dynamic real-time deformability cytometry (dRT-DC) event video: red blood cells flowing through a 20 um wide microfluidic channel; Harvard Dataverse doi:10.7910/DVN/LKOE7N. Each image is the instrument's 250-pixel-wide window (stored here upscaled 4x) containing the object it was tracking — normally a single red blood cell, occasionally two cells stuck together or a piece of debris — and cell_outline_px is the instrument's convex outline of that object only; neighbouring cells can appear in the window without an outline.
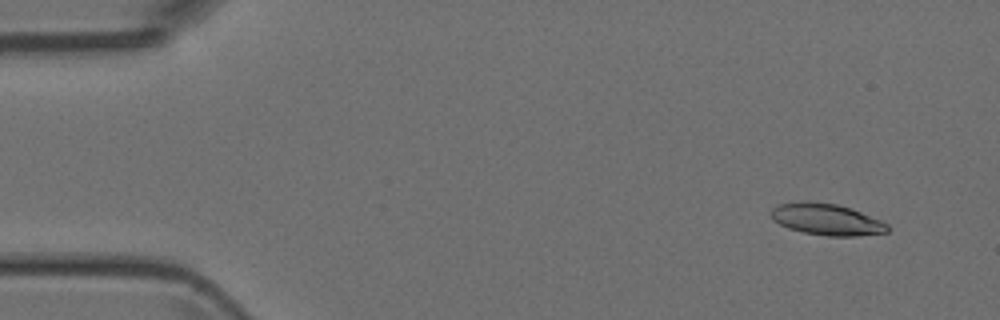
{"species": "Egyptian fruit bat (a non-hibernating species)", "species_latin": "Rousettus aegyptiacus", "temperature_condition": "room temperature", "stored_images_in_passage": 51, "camera_frame_rate_fps": 3000, "um_per_image_px": 0.085, "animal": {"sex": "female"}, "frame": {"image": 1, "passage_image": 4, "time_ms": 1.0, "image_size_px": [1000, 320], "cell_outline_px": [[888, 232], [856, 236], [828, 236], [804, 232], [788, 228], [772, 220], [768, 212], [776, 204], [800, 200], [808, 200], [836, 204], [852, 208], [880, 220], [888, 224]], "centroid_in_image_um": [70.19, 18.62], "position_along_channel_um": 14.8, "area_um2": 21.73}}
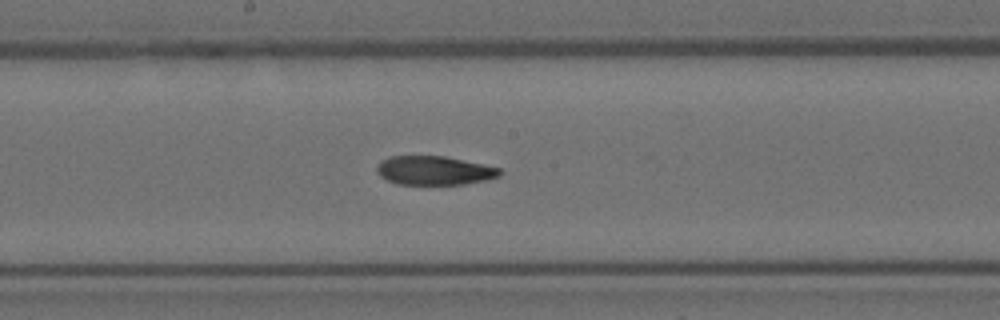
{"frame": {"image": 2, "passage_image": 27, "time_ms": 8.667, "image_size_px": [1000, 320], "cell_outline_px": [[504, 172], [500, 176], [488, 180], [464, 184], [396, 184], [380, 176], [376, 172], [376, 168], [380, 160], [388, 156], [444, 156], [484, 164], [500, 168]], "centroid_in_image_um": [36.92, 14.49], "position_along_channel_um": 211.3, "area_um2": 20.92}}
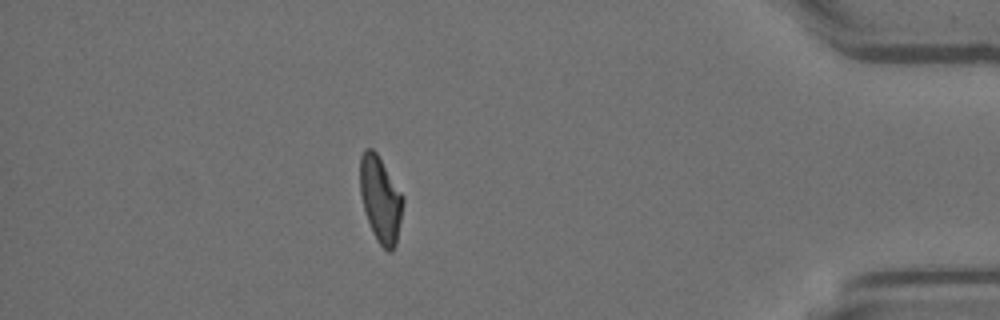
{"frame": {"image": 3, "passage_image": 45, "time_ms": 14.667, "image_size_px": [1000, 320], "cell_outline_px": [[404, 204], [396, 244], [388, 252], [376, 240], [372, 232], [364, 208], [360, 192], [360, 156], [364, 148], [372, 148], [376, 152], [404, 196]], "centroid_in_image_um": [32.35, 16.92], "position_along_channel_um": 402.9, "area_um2": 21.44}}